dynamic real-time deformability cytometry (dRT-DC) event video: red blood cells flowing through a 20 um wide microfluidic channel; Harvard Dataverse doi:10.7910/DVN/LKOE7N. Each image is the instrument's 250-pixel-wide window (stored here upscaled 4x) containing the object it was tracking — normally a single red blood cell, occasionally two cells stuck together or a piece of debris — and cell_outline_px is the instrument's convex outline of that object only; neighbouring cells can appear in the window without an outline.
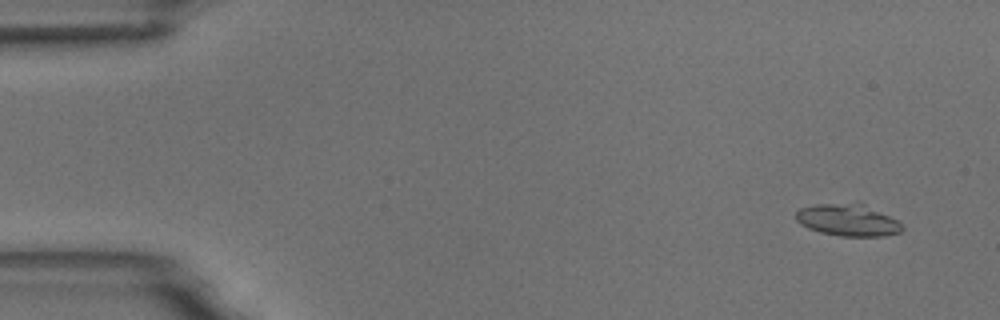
{"species": "common noctule bat (a hibernating species)", "species_latin": "Nyctalus noctula", "temperature_condition": "room temperature", "stored_images_in_passage": 9, "camera_frame_rate_fps": 3000, "um_per_image_px": 0.085, "animal": {"sex": "male", "body_mass_g": 18.8}, "frame": {"image": 1, "passage_image": 1, "time_ms": 0.0, "image_size_px": [1000, 320], "cell_outline_px": [[904, 228], [900, 232], [884, 236], [840, 236], [820, 232], [808, 228], [800, 224], [796, 220], [796, 212], [800, 208], [816, 204], [856, 200], [860, 200], [896, 220]], "centroid_in_image_um": [72.05, 18.66], "position_along_channel_um": 12.9, "area_um2": 20.35}}